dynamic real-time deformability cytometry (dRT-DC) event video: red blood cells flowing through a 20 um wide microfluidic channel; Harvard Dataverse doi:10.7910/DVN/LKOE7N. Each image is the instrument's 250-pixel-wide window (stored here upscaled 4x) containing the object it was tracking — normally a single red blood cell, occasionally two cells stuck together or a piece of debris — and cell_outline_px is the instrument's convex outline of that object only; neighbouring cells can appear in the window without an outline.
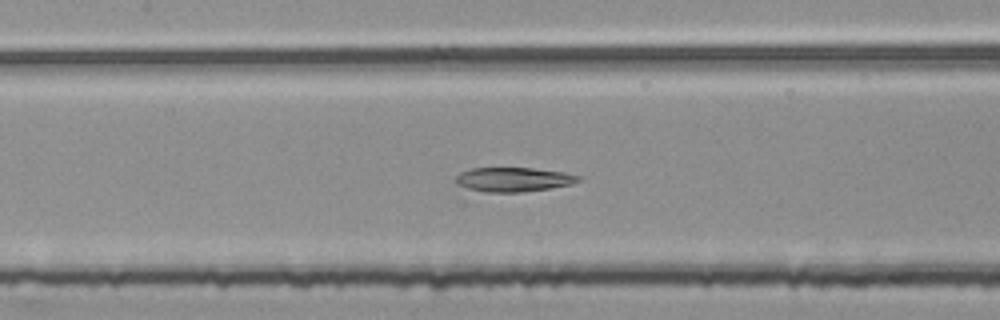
{"species": "common noctule bat (a hibernating species)", "species_latin": "Nyctalus noctula", "temperature_condition": "room temperature", "stored_images_in_passage": 54, "camera_frame_rate_fps": 3000, "um_per_image_px": 0.085, "animal": {"sex": "female", "body_mass_g": 25.1}, "frame": {"image": 1, "passage_image": 26, "time_ms": 8.333, "image_size_px": [1000, 320], "cell_outline_px": [[584, 176], [580, 180], [572, 184], [548, 188], [516, 192], [484, 192], [468, 188], [456, 184], [456, 176], [460, 172], [472, 168], [532, 168], [564, 172]], "centroid_in_image_um": [43.66, 15.24], "position_along_channel_um": 163.7, "area_um2": 17.28}}
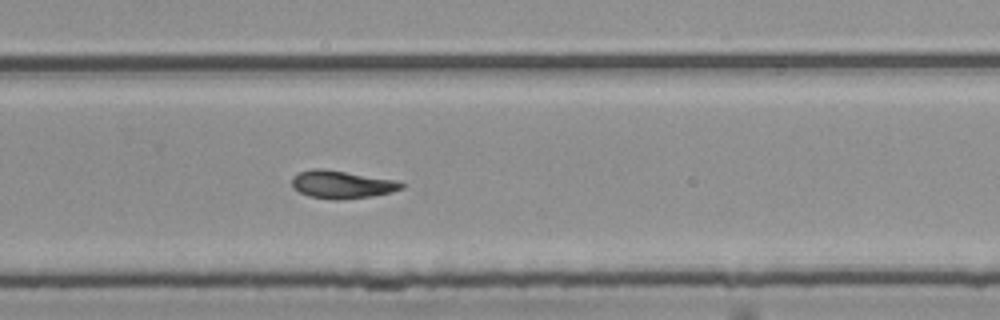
{"frame": {"image": 2, "passage_image": 37, "time_ms": 12.0, "image_size_px": [1000, 320], "cell_outline_px": [[404, 188], [392, 192], [368, 196], [340, 200], [308, 196], [300, 192], [292, 184], [292, 176], [300, 172], [312, 168], [320, 168], [396, 180], [404, 184]], "centroid_in_image_um": [29.05, 15.67], "position_along_channel_um": 300.7, "area_um2": 17.46}}
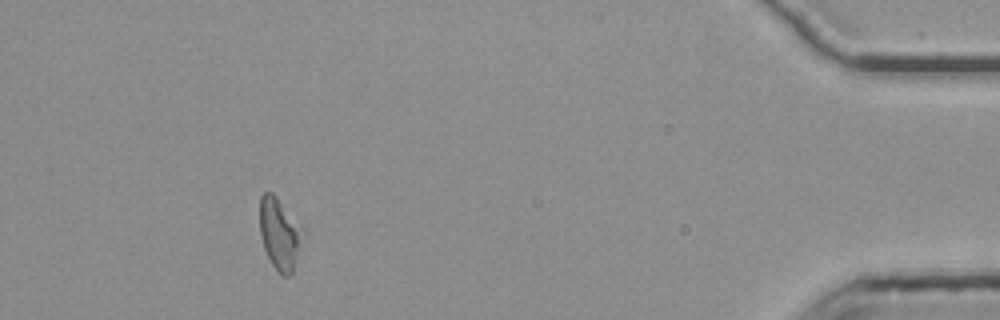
{"frame": {"image": 3, "passage_image": 51, "time_ms": 16.667, "image_size_px": [1000, 320], "cell_outline_px": [[308, 232], [292, 272], [288, 276], [284, 276], [272, 264], [264, 248], [260, 236], [260, 196], [264, 192], [272, 192], [308, 228]], "centroid_in_image_um": [23.87, 19.82], "position_along_channel_um": 411.3, "area_um2": 18.9}, "authors_computed_cell_mechanics": {"area_um2": 18.6983, "velocity_mm_per_s": 3.7573, "shape_relaxation_time_tau1_ms": null, "shape_relaxation_time_tau2_ms": 5.6343, "deformation_change_tau1": null, "deformation_change_tau2": 0.1374}}